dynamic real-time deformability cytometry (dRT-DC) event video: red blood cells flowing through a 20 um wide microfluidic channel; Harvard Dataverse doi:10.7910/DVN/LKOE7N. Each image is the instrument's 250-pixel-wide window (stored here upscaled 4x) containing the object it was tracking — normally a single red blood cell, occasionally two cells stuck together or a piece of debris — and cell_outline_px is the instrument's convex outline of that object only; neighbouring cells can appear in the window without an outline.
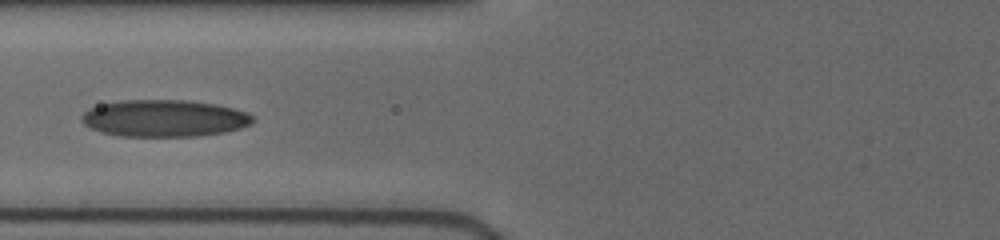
{"species": "human", "species_latin": "Homo sapiens", "temperature_condition": "cold", "stored_images_in_passage": 4, "camera_frame_rate_fps": 3000, "um_per_image_px": 0.085, "donor": {"sex": "female"}, "frame": {"image": 1, "passage_image": 3, "time_ms": 1.0, "image_size_px": [1000, 240], "cell_outline_px": [[256, 120], [252, 124], [240, 128], [224, 132], [196, 136], [120, 136], [100, 132], [84, 124], [80, 120], [80, 116], [88, 108], [100, 104], [120, 100], [188, 100], [216, 104], [248, 112]], "centroid_in_image_um": [13.95, 10.05], "position_along_channel_um": 111.9, "area_um2": 37.11}}